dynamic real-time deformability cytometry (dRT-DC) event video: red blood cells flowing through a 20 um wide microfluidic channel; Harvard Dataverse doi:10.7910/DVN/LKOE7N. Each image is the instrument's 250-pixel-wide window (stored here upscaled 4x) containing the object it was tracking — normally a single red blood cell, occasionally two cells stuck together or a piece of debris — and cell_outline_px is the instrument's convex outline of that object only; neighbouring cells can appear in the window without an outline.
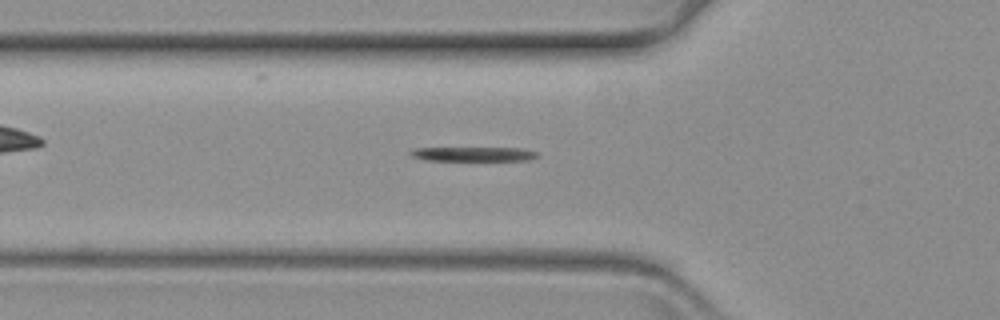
{"species": "common noctule bat (a hibernating species)", "species_latin": "Nyctalus noctula", "temperature_condition": "warm", "stored_images_in_passage": 51, "camera_frame_rate_fps": 3000, "um_per_image_px": 0.085, "animal": {"sex": "female", "body_mass_g": 19.3, "forearm_length_mm": 54.1}, "frame": {"image": 1, "passage_image": 12, "time_ms": 3.667, "image_size_px": [1000, 320], "cell_outline_px": [[540, 156], [528, 160], [424, 160], [412, 156], [408, 152], [412, 148], [520, 148], [540, 152]], "centroid_in_image_um": [40.27, 13.09], "position_along_channel_um": 85.5, "area_um2": 10.58}}
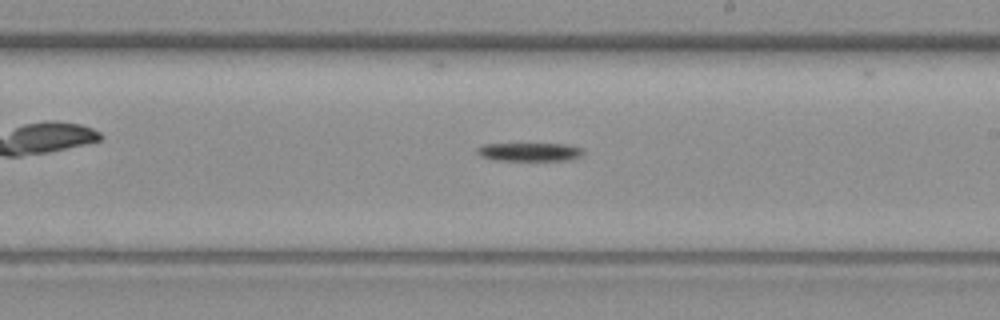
{"frame": {"image": 2, "passage_image": 26, "time_ms": 8.333, "image_size_px": [1000, 320], "cell_outline_px": [[584, 152], [580, 156], [572, 160], [492, 160], [480, 156], [476, 152], [476, 148], [484, 144], [568, 144], [584, 148]], "centroid_in_image_um": [45.03, 12.91], "position_along_channel_um": 244.0, "area_um2": 11.5}}
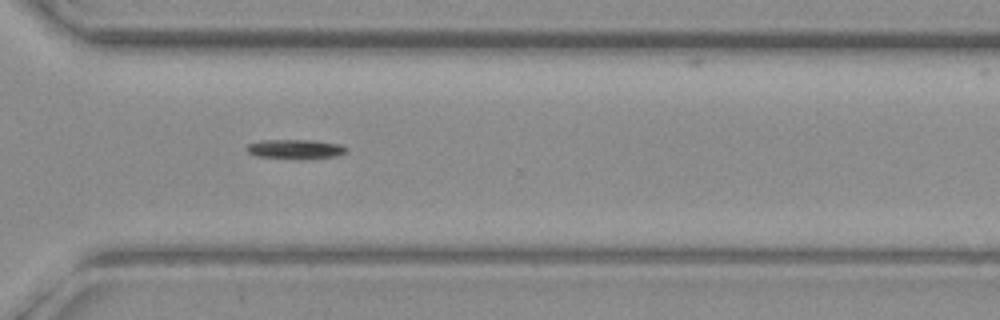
{"frame": {"image": 3, "passage_image": 35, "time_ms": 11.333, "image_size_px": [1000, 320], "cell_outline_px": [[348, 148], [344, 152], [336, 156], [300, 160], [256, 156], [248, 152], [244, 148], [248, 144], [264, 140], [316, 140], [340, 144]], "centroid_in_image_um": [25.09, 12.68], "position_along_channel_um": 345.5, "area_um2": 11.5}}